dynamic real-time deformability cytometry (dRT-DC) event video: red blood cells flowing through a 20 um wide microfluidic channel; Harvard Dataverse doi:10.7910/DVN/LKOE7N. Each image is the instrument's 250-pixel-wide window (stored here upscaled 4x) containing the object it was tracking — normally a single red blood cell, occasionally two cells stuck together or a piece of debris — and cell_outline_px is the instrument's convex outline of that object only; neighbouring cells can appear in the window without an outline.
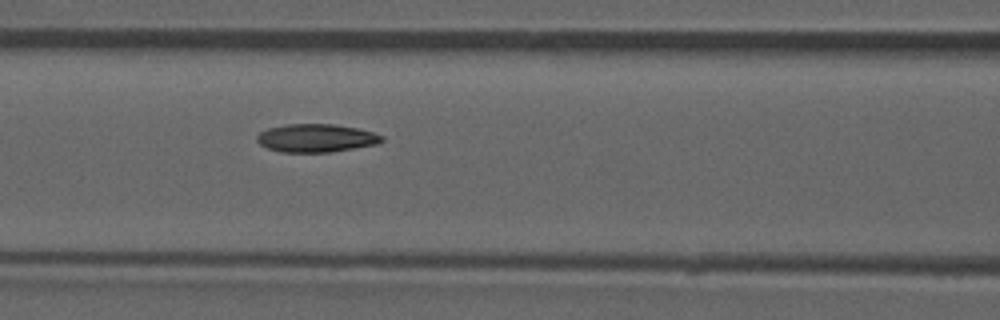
{"species": "common noctule bat (a hibernating species)", "species_latin": "Nyctalus noctula", "temperature_condition": "room temperature", "stored_images_in_passage": 41, "camera_frame_rate_fps": 3000, "um_per_image_px": 0.085, "animal": {"sex": "male", "forearm_length_mm": 52.5}, "frame": {"image": 1, "passage_image": 11, "time_ms": 3.333, "image_size_px": [1000, 320], "cell_outline_px": [[384, 140], [376, 144], [328, 152], [280, 152], [268, 148], [260, 144], [256, 140], [256, 136], [260, 132], [268, 128], [288, 124], [332, 124], [356, 128], [372, 132], [384, 136]], "centroid_in_image_um": [26.84, 11.73], "position_along_channel_um": 139.8, "area_um2": 20.29}, "authors_computed_cell_mechanics": {"area_um2": 20.1144, "velocity_mm_per_s": 3.9248, "shape_relaxation_time_tau1_ms": null, "shape_relaxation_time_tau2_ms": 3.7058, "deformation_change_tau1": null, "deformation_change_tau2": 0.1027}}